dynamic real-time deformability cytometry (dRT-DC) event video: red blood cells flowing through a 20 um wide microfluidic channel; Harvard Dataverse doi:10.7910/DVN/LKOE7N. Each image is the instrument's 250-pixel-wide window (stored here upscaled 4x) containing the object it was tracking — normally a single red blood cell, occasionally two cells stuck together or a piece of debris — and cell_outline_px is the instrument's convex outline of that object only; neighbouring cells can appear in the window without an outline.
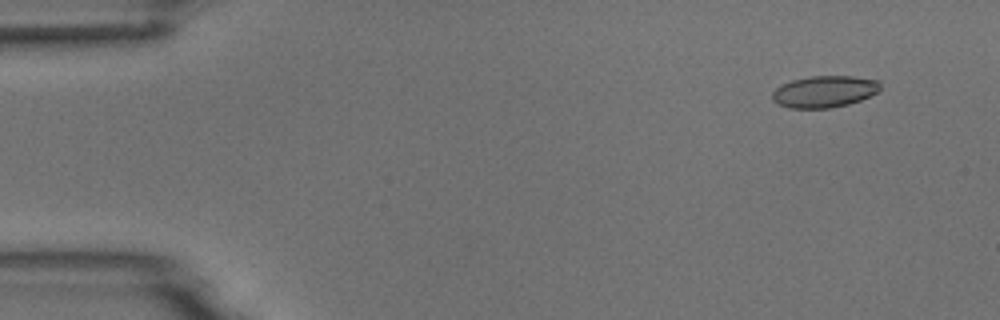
{"species": "common noctule bat (a hibernating species)", "species_latin": "Nyctalus noctula", "temperature_condition": "room temperature", "stored_images_in_passage": 55, "camera_frame_rate_fps": 3000, "um_per_image_px": 0.085, "animal": {"sex": "male", "body_mass_g": 18.8}, "frame": {"image": 1, "passage_image": 5, "time_ms": 1.333, "image_size_px": [1000, 320], "cell_outline_px": [[880, 88], [876, 92], [860, 100], [848, 104], [828, 108], [788, 108], [772, 100], [772, 92], [780, 84], [792, 80], [808, 76], [852, 76], [880, 80]], "centroid_in_image_um": [70.04, 7.77], "position_along_channel_um": 15.0, "area_um2": 19.94}}
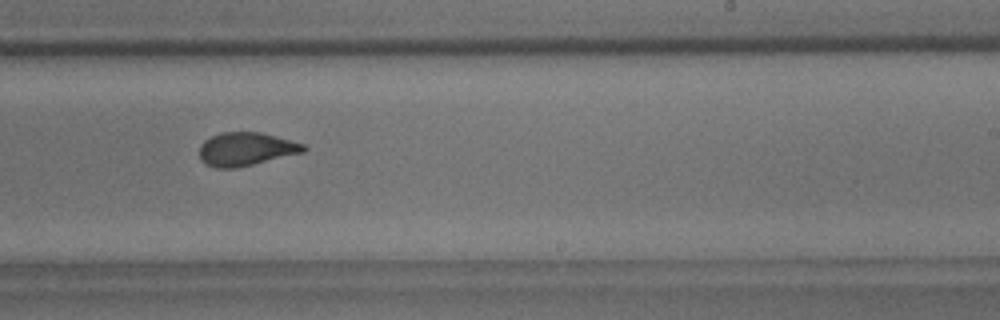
{"frame": {"image": 2, "passage_image": 34, "time_ms": 11.0, "image_size_px": [1000, 320], "cell_outline_px": [[308, 148], [304, 152], [236, 168], [216, 168], [204, 164], [200, 160], [200, 144], [204, 140], [220, 132], [260, 132], [304, 144]], "centroid_in_image_um": [20.87, 12.67], "position_along_channel_um": 268.1, "area_um2": 20.23}}
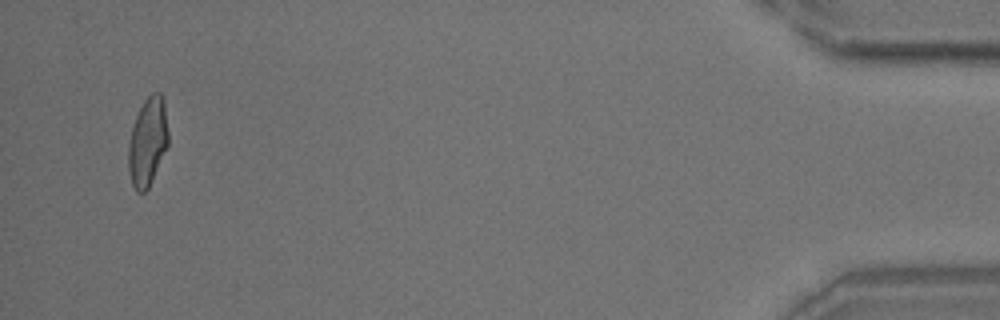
{"frame": {"image": 3, "passage_image": 53, "time_ms": 17.333, "image_size_px": [1000, 320], "cell_outline_px": [[168, 144], [152, 180], [148, 188], [144, 192], [136, 192], [132, 184], [128, 168], [128, 144], [132, 128], [136, 116], [144, 100], [152, 92], [160, 92], [164, 100], [168, 132]], "centroid_in_image_um": [12.55, 12.04], "position_along_channel_um": 422.7, "area_um2": 20.46}, "authors_computed_cell_mechanics": {"area_um2": 20.4034, "velocity_mm_per_s": 3.7078, "shape_relaxation_time_tau1_ms": 5.2482, "shape_relaxation_time_tau2_ms": 1.1274, "deformation_change_tau1": 0.1498, "deformation_change_tau2": 0.0583}}